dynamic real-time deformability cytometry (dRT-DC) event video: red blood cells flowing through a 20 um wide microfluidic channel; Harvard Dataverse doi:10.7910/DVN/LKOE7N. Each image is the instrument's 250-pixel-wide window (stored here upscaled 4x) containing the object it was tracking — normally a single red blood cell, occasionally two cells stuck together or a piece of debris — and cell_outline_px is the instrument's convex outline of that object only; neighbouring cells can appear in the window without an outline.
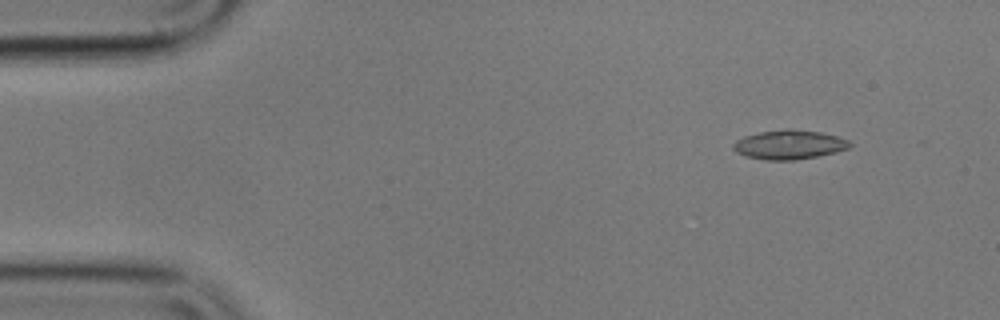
{"species": "common noctule bat (a hibernating species)", "species_latin": "Nyctalus noctula", "temperature_condition": "cold", "stored_images_in_passage": 56, "camera_frame_rate_fps": 3000, "um_per_image_px": 0.085, "animal": {"sex": "male", "body_mass_g": 17.9}, "frame": {"image": 1, "passage_image": 6, "time_ms": 1.667, "image_size_px": [1000, 320], "cell_outline_px": [[852, 144], [848, 148], [836, 152], [796, 160], [764, 160], [748, 156], [736, 152], [732, 148], [732, 144], [736, 140], [744, 136], [760, 132], [788, 128], [820, 132], [836, 136], [848, 140]], "centroid_in_image_um": [67.06, 12.29], "position_along_channel_um": 17.9, "area_um2": 19.77}}
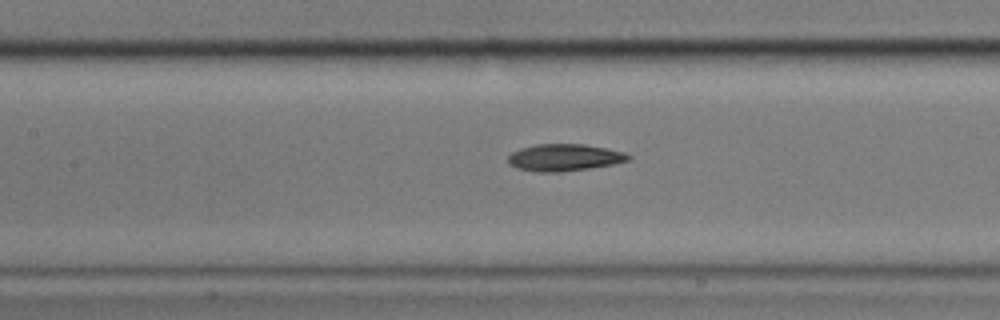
{"frame": {"image": 2, "passage_image": 25, "time_ms": 8.0, "image_size_px": [1000, 320], "cell_outline_px": [[632, 160], [612, 164], [588, 168], [556, 172], [532, 172], [516, 168], [508, 164], [508, 156], [512, 152], [520, 148], [536, 144], [584, 144], [624, 152], [632, 156]], "centroid_in_image_um": [47.94, 13.39], "position_along_channel_um": 159.5, "area_um2": 18.96}}
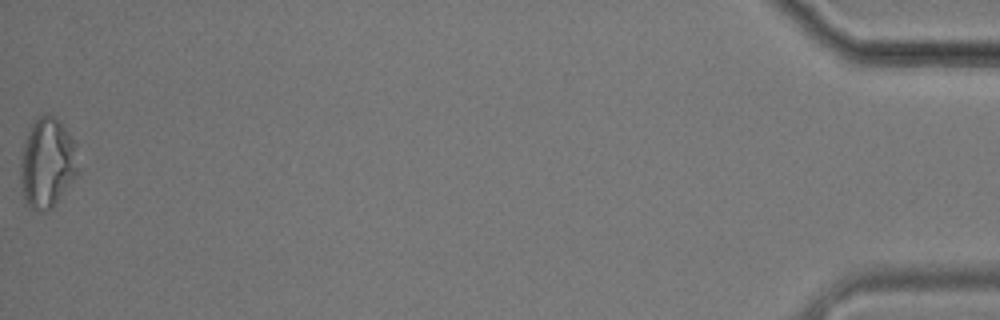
{"frame": {"image": 3, "passage_image": 56, "time_ms": 18.333, "image_size_px": [1000, 320], "cell_outline_px": [[80, 172], [56, 204], [48, 212], [40, 212], [28, 208], [24, 200], [20, 180], [20, 160], [24, 144], [32, 124], [40, 116], [48, 112], [56, 116], [76, 144], [80, 168]], "centroid_in_image_um": [4.04, 13.9], "position_along_channel_um": 431.2, "area_um2": 30.92}, "authors_computed_cell_mechanics": {"area_um2": 19.3341, "velocity_mm_per_s": 3.5814, "shape_relaxation_time_tau1_ms": 6.7419, "shape_relaxation_time_tau2_ms": 5.1658, "deformation_change_tau1": 0.1762, "deformation_change_tau2": 0.1407}}